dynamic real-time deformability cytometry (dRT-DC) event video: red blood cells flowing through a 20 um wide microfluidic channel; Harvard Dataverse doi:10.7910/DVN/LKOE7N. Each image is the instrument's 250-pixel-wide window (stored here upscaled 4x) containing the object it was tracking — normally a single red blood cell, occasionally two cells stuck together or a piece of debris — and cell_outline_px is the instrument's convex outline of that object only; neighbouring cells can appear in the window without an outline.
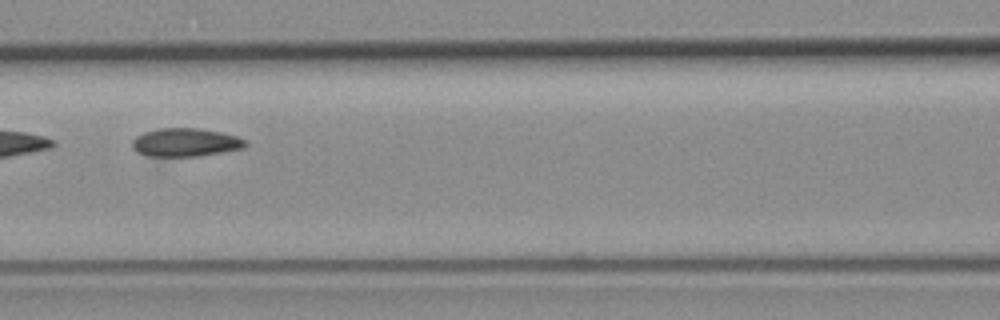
{"species": "common noctule bat (a hibernating species)", "species_latin": "Nyctalus noctula", "temperature_condition": "room temperature", "stored_images_in_passage": 11, "camera_frame_rate_fps": 3000, "um_per_image_px": 0.085, "animal": {"sex": "female", "body_mass_g": 19.3, "forearm_length_mm": 54.1}, "frame": {"image": 1, "passage_image": 8, "time_ms": 2.333, "image_size_px": [1000, 320], "cell_outline_px": [[248, 144], [244, 148], [196, 156], [144, 156], [136, 152], [132, 148], [132, 140], [136, 136], [144, 132], [160, 128], [200, 128], [220, 132], [236, 136], [248, 140]], "centroid_in_image_um": [15.75, 12.1], "position_along_channel_um": 150.9, "area_um2": 18.79}}